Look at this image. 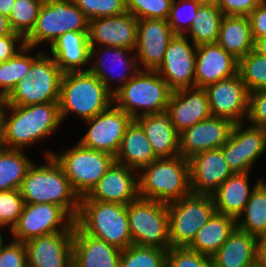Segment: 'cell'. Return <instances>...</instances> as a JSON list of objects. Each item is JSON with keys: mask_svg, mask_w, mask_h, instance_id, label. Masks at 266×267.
<instances>
[{"mask_svg": "<svg viewBox=\"0 0 266 267\" xmlns=\"http://www.w3.org/2000/svg\"><path fill=\"white\" fill-rule=\"evenodd\" d=\"M171 247H187L216 212L212 195L190 193L167 204Z\"/></svg>", "mask_w": 266, "mask_h": 267, "instance_id": "obj_10", "label": "cell"}, {"mask_svg": "<svg viewBox=\"0 0 266 267\" xmlns=\"http://www.w3.org/2000/svg\"><path fill=\"white\" fill-rule=\"evenodd\" d=\"M74 219L59 205L24 203L10 239L27 242L33 238L62 231H74Z\"/></svg>", "mask_w": 266, "mask_h": 267, "instance_id": "obj_12", "label": "cell"}, {"mask_svg": "<svg viewBox=\"0 0 266 267\" xmlns=\"http://www.w3.org/2000/svg\"><path fill=\"white\" fill-rule=\"evenodd\" d=\"M137 18L129 11L89 20V47H118L135 50Z\"/></svg>", "mask_w": 266, "mask_h": 267, "instance_id": "obj_19", "label": "cell"}, {"mask_svg": "<svg viewBox=\"0 0 266 267\" xmlns=\"http://www.w3.org/2000/svg\"><path fill=\"white\" fill-rule=\"evenodd\" d=\"M89 20L124 13L126 0H72Z\"/></svg>", "mask_w": 266, "mask_h": 267, "instance_id": "obj_44", "label": "cell"}, {"mask_svg": "<svg viewBox=\"0 0 266 267\" xmlns=\"http://www.w3.org/2000/svg\"><path fill=\"white\" fill-rule=\"evenodd\" d=\"M173 0H126V9L137 19L167 20Z\"/></svg>", "mask_w": 266, "mask_h": 267, "instance_id": "obj_43", "label": "cell"}, {"mask_svg": "<svg viewBox=\"0 0 266 267\" xmlns=\"http://www.w3.org/2000/svg\"><path fill=\"white\" fill-rule=\"evenodd\" d=\"M25 150L0 146V191L20 189L22 181L34 160Z\"/></svg>", "mask_w": 266, "mask_h": 267, "instance_id": "obj_35", "label": "cell"}, {"mask_svg": "<svg viewBox=\"0 0 266 267\" xmlns=\"http://www.w3.org/2000/svg\"><path fill=\"white\" fill-rule=\"evenodd\" d=\"M47 52L63 73L90 69L88 31L66 32L48 47Z\"/></svg>", "mask_w": 266, "mask_h": 267, "instance_id": "obj_27", "label": "cell"}, {"mask_svg": "<svg viewBox=\"0 0 266 267\" xmlns=\"http://www.w3.org/2000/svg\"><path fill=\"white\" fill-rule=\"evenodd\" d=\"M7 107V96L0 93V135L3 125V117Z\"/></svg>", "mask_w": 266, "mask_h": 267, "instance_id": "obj_55", "label": "cell"}, {"mask_svg": "<svg viewBox=\"0 0 266 267\" xmlns=\"http://www.w3.org/2000/svg\"><path fill=\"white\" fill-rule=\"evenodd\" d=\"M234 123L228 141L220 148L233 173L253 172L266 154V128Z\"/></svg>", "mask_w": 266, "mask_h": 267, "instance_id": "obj_13", "label": "cell"}, {"mask_svg": "<svg viewBox=\"0 0 266 267\" xmlns=\"http://www.w3.org/2000/svg\"><path fill=\"white\" fill-rule=\"evenodd\" d=\"M189 160L191 193L212 195L232 174L221 148L193 155Z\"/></svg>", "mask_w": 266, "mask_h": 267, "instance_id": "obj_23", "label": "cell"}, {"mask_svg": "<svg viewBox=\"0 0 266 267\" xmlns=\"http://www.w3.org/2000/svg\"><path fill=\"white\" fill-rule=\"evenodd\" d=\"M239 60L217 43L203 44L196 48L195 87L207 85L238 74Z\"/></svg>", "mask_w": 266, "mask_h": 267, "instance_id": "obj_25", "label": "cell"}, {"mask_svg": "<svg viewBox=\"0 0 266 267\" xmlns=\"http://www.w3.org/2000/svg\"><path fill=\"white\" fill-rule=\"evenodd\" d=\"M14 3L15 0H0V13L8 18Z\"/></svg>", "mask_w": 266, "mask_h": 267, "instance_id": "obj_53", "label": "cell"}, {"mask_svg": "<svg viewBox=\"0 0 266 267\" xmlns=\"http://www.w3.org/2000/svg\"><path fill=\"white\" fill-rule=\"evenodd\" d=\"M246 123L266 128V89L249 92Z\"/></svg>", "mask_w": 266, "mask_h": 267, "instance_id": "obj_47", "label": "cell"}, {"mask_svg": "<svg viewBox=\"0 0 266 267\" xmlns=\"http://www.w3.org/2000/svg\"><path fill=\"white\" fill-rule=\"evenodd\" d=\"M138 197V171L115 161L91 192L81 197V200L128 205Z\"/></svg>", "mask_w": 266, "mask_h": 267, "instance_id": "obj_21", "label": "cell"}, {"mask_svg": "<svg viewBox=\"0 0 266 267\" xmlns=\"http://www.w3.org/2000/svg\"><path fill=\"white\" fill-rule=\"evenodd\" d=\"M114 103L113 93L90 71L63 73L59 108L63 121L71 116L88 120Z\"/></svg>", "mask_w": 266, "mask_h": 267, "instance_id": "obj_3", "label": "cell"}, {"mask_svg": "<svg viewBox=\"0 0 266 267\" xmlns=\"http://www.w3.org/2000/svg\"><path fill=\"white\" fill-rule=\"evenodd\" d=\"M166 112L178 133L212 116L206 90L197 87L172 91Z\"/></svg>", "mask_w": 266, "mask_h": 267, "instance_id": "obj_24", "label": "cell"}, {"mask_svg": "<svg viewBox=\"0 0 266 267\" xmlns=\"http://www.w3.org/2000/svg\"><path fill=\"white\" fill-rule=\"evenodd\" d=\"M213 117H223L233 123L246 121L249 91L240 74L207 85L205 88Z\"/></svg>", "mask_w": 266, "mask_h": 267, "instance_id": "obj_17", "label": "cell"}, {"mask_svg": "<svg viewBox=\"0 0 266 267\" xmlns=\"http://www.w3.org/2000/svg\"><path fill=\"white\" fill-rule=\"evenodd\" d=\"M75 224L87 235L124 250L132 245L127 205L80 200Z\"/></svg>", "mask_w": 266, "mask_h": 267, "instance_id": "obj_5", "label": "cell"}, {"mask_svg": "<svg viewBox=\"0 0 266 267\" xmlns=\"http://www.w3.org/2000/svg\"><path fill=\"white\" fill-rule=\"evenodd\" d=\"M62 75L55 60L47 49L44 50L7 96V105L27 106L59 101Z\"/></svg>", "mask_w": 266, "mask_h": 267, "instance_id": "obj_9", "label": "cell"}, {"mask_svg": "<svg viewBox=\"0 0 266 267\" xmlns=\"http://www.w3.org/2000/svg\"><path fill=\"white\" fill-rule=\"evenodd\" d=\"M25 46V38L19 33L0 36V61L12 58Z\"/></svg>", "mask_w": 266, "mask_h": 267, "instance_id": "obj_49", "label": "cell"}, {"mask_svg": "<svg viewBox=\"0 0 266 267\" xmlns=\"http://www.w3.org/2000/svg\"><path fill=\"white\" fill-rule=\"evenodd\" d=\"M172 90L156 72L139 70L113 94L114 104L132 119L166 111Z\"/></svg>", "mask_w": 266, "mask_h": 267, "instance_id": "obj_6", "label": "cell"}, {"mask_svg": "<svg viewBox=\"0 0 266 267\" xmlns=\"http://www.w3.org/2000/svg\"><path fill=\"white\" fill-rule=\"evenodd\" d=\"M66 150L54 152L43 149L44 156L52 155L62 167L65 176L69 179L73 189L83 197L88 195L102 176L115 162V157L95 149L82 146L78 141ZM59 153V154H58Z\"/></svg>", "mask_w": 266, "mask_h": 267, "instance_id": "obj_7", "label": "cell"}, {"mask_svg": "<svg viewBox=\"0 0 266 267\" xmlns=\"http://www.w3.org/2000/svg\"><path fill=\"white\" fill-rule=\"evenodd\" d=\"M256 267H266V234L257 238Z\"/></svg>", "mask_w": 266, "mask_h": 267, "instance_id": "obj_51", "label": "cell"}, {"mask_svg": "<svg viewBox=\"0 0 266 267\" xmlns=\"http://www.w3.org/2000/svg\"><path fill=\"white\" fill-rule=\"evenodd\" d=\"M43 49L25 46L15 56L0 65V93L8 96L16 84L29 71L33 61L43 52ZM36 50V53H35ZM42 50V51H40ZM35 53V55H34Z\"/></svg>", "mask_w": 266, "mask_h": 267, "instance_id": "obj_36", "label": "cell"}, {"mask_svg": "<svg viewBox=\"0 0 266 267\" xmlns=\"http://www.w3.org/2000/svg\"><path fill=\"white\" fill-rule=\"evenodd\" d=\"M238 73L249 92L266 89V56L250 51L239 60Z\"/></svg>", "mask_w": 266, "mask_h": 267, "instance_id": "obj_39", "label": "cell"}, {"mask_svg": "<svg viewBox=\"0 0 266 267\" xmlns=\"http://www.w3.org/2000/svg\"><path fill=\"white\" fill-rule=\"evenodd\" d=\"M236 228V219L215 212L207 223L198 230L188 249L212 257Z\"/></svg>", "mask_w": 266, "mask_h": 267, "instance_id": "obj_32", "label": "cell"}, {"mask_svg": "<svg viewBox=\"0 0 266 267\" xmlns=\"http://www.w3.org/2000/svg\"><path fill=\"white\" fill-rule=\"evenodd\" d=\"M199 7L195 0H173L167 21L175 35L188 32Z\"/></svg>", "mask_w": 266, "mask_h": 267, "instance_id": "obj_41", "label": "cell"}, {"mask_svg": "<svg viewBox=\"0 0 266 267\" xmlns=\"http://www.w3.org/2000/svg\"><path fill=\"white\" fill-rule=\"evenodd\" d=\"M167 249L132 244L121 250L119 267H166Z\"/></svg>", "mask_w": 266, "mask_h": 267, "instance_id": "obj_38", "label": "cell"}, {"mask_svg": "<svg viewBox=\"0 0 266 267\" xmlns=\"http://www.w3.org/2000/svg\"><path fill=\"white\" fill-rule=\"evenodd\" d=\"M252 172L233 173L212 194L217 213L229 215L235 219L243 212L252 191L265 178L260 176L252 185Z\"/></svg>", "mask_w": 266, "mask_h": 267, "instance_id": "obj_28", "label": "cell"}, {"mask_svg": "<svg viewBox=\"0 0 266 267\" xmlns=\"http://www.w3.org/2000/svg\"><path fill=\"white\" fill-rule=\"evenodd\" d=\"M253 39L266 36V0H263L248 16Z\"/></svg>", "mask_w": 266, "mask_h": 267, "instance_id": "obj_50", "label": "cell"}, {"mask_svg": "<svg viewBox=\"0 0 266 267\" xmlns=\"http://www.w3.org/2000/svg\"><path fill=\"white\" fill-rule=\"evenodd\" d=\"M139 197L169 204L191 193L189 160L156 159L138 172Z\"/></svg>", "mask_w": 266, "mask_h": 267, "instance_id": "obj_4", "label": "cell"}, {"mask_svg": "<svg viewBox=\"0 0 266 267\" xmlns=\"http://www.w3.org/2000/svg\"><path fill=\"white\" fill-rule=\"evenodd\" d=\"M253 50L260 55L266 56V36L254 40Z\"/></svg>", "mask_w": 266, "mask_h": 267, "instance_id": "obj_52", "label": "cell"}, {"mask_svg": "<svg viewBox=\"0 0 266 267\" xmlns=\"http://www.w3.org/2000/svg\"><path fill=\"white\" fill-rule=\"evenodd\" d=\"M73 232L51 233L25 242L27 267H73Z\"/></svg>", "mask_w": 266, "mask_h": 267, "instance_id": "obj_22", "label": "cell"}, {"mask_svg": "<svg viewBox=\"0 0 266 267\" xmlns=\"http://www.w3.org/2000/svg\"><path fill=\"white\" fill-rule=\"evenodd\" d=\"M263 0H220L218 8L226 16H248Z\"/></svg>", "mask_w": 266, "mask_h": 267, "instance_id": "obj_48", "label": "cell"}, {"mask_svg": "<svg viewBox=\"0 0 266 267\" xmlns=\"http://www.w3.org/2000/svg\"><path fill=\"white\" fill-rule=\"evenodd\" d=\"M62 126L59 101L27 106L7 105L0 146L27 151L39 143H45V140L64 128Z\"/></svg>", "mask_w": 266, "mask_h": 267, "instance_id": "obj_1", "label": "cell"}, {"mask_svg": "<svg viewBox=\"0 0 266 267\" xmlns=\"http://www.w3.org/2000/svg\"><path fill=\"white\" fill-rule=\"evenodd\" d=\"M120 255V249L85 234L74 224L73 267H119Z\"/></svg>", "mask_w": 266, "mask_h": 267, "instance_id": "obj_26", "label": "cell"}, {"mask_svg": "<svg viewBox=\"0 0 266 267\" xmlns=\"http://www.w3.org/2000/svg\"><path fill=\"white\" fill-rule=\"evenodd\" d=\"M216 43L238 60L245 57L254 46L248 17L224 15Z\"/></svg>", "mask_w": 266, "mask_h": 267, "instance_id": "obj_33", "label": "cell"}, {"mask_svg": "<svg viewBox=\"0 0 266 267\" xmlns=\"http://www.w3.org/2000/svg\"><path fill=\"white\" fill-rule=\"evenodd\" d=\"M196 48L185 35H174L169 41L162 64L156 72L172 91L195 87Z\"/></svg>", "mask_w": 266, "mask_h": 267, "instance_id": "obj_16", "label": "cell"}, {"mask_svg": "<svg viewBox=\"0 0 266 267\" xmlns=\"http://www.w3.org/2000/svg\"><path fill=\"white\" fill-rule=\"evenodd\" d=\"M43 158L45 163L34 161L22 181L19 190L24 203L59 205L75 220L81 198L54 157Z\"/></svg>", "mask_w": 266, "mask_h": 267, "instance_id": "obj_2", "label": "cell"}, {"mask_svg": "<svg viewBox=\"0 0 266 267\" xmlns=\"http://www.w3.org/2000/svg\"><path fill=\"white\" fill-rule=\"evenodd\" d=\"M200 6L218 7L220 0H195Z\"/></svg>", "mask_w": 266, "mask_h": 267, "instance_id": "obj_56", "label": "cell"}, {"mask_svg": "<svg viewBox=\"0 0 266 267\" xmlns=\"http://www.w3.org/2000/svg\"><path fill=\"white\" fill-rule=\"evenodd\" d=\"M0 267H27V251L23 242L8 239L0 249Z\"/></svg>", "mask_w": 266, "mask_h": 267, "instance_id": "obj_46", "label": "cell"}, {"mask_svg": "<svg viewBox=\"0 0 266 267\" xmlns=\"http://www.w3.org/2000/svg\"><path fill=\"white\" fill-rule=\"evenodd\" d=\"M236 227L259 237L266 234V179L252 191L243 212L236 219Z\"/></svg>", "mask_w": 266, "mask_h": 267, "instance_id": "obj_34", "label": "cell"}, {"mask_svg": "<svg viewBox=\"0 0 266 267\" xmlns=\"http://www.w3.org/2000/svg\"><path fill=\"white\" fill-rule=\"evenodd\" d=\"M223 17L218 7L200 6L185 36L196 46L216 43Z\"/></svg>", "mask_w": 266, "mask_h": 267, "instance_id": "obj_37", "label": "cell"}, {"mask_svg": "<svg viewBox=\"0 0 266 267\" xmlns=\"http://www.w3.org/2000/svg\"><path fill=\"white\" fill-rule=\"evenodd\" d=\"M8 18L0 13V36L11 34Z\"/></svg>", "mask_w": 266, "mask_h": 267, "instance_id": "obj_54", "label": "cell"}, {"mask_svg": "<svg viewBox=\"0 0 266 267\" xmlns=\"http://www.w3.org/2000/svg\"><path fill=\"white\" fill-rule=\"evenodd\" d=\"M257 237L235 228L211 257L212 267H256Z\"/></svg>", "mask_w": 266, "mask_h": 267, "instance_id": "obj_30", "label": "cell"}, {"mask_svg": "<svg viewBox=\"0 0 266 267\" xmlns=\"http://www.w3.org/2000/svg\"><path fill=\"white\" fill-rule=\"evenodd\" d=\"M44 0H15L8 17L10 28L24 38L34 28Z\"/></svg>", "mask_w": 266, "mask_h": 267, "instance_id": "obj_40", "label": "cell"}, {"mask_svg": "<svg viewBox=\"0 0 266 267\" xmlns=\"http://www.w3.org/2000/svg\"><path fill=\"white\" fill-rule=\"evenodd\" d=\"M131 121V116L113 103L105 111L83 121L88 129L86 128L87 131L78 139V142L86 148L115 157Z\"/></svg>", "mask_w": 266, "mask_h": 267, "instance_id": "obj_15", "label": "cell"}, {"mask_svg": "<svg viewBox=\"0 0 266 267\" xmlns=\"http://www.w3.org/2000/svg\"><path fill=\"white\" fill-rule=\"evenodd\" d=\"M155 160L153 148L144 130L132 119L125 130L115 161L139 172Z\"/></svg>", "mask_w": 266, "mask_h": 267, "instance_id": "obj_31", "label": "cell"}, {"mask_svg": "<svg viewBox=\"0 0 266 267\" xmlns=\"http://www.w3.org/2000/svg\"><path fill=\"white\" fill-rule=\"evenodd\" d=\"M127 214L132 244L171 247L167 204L138 197L127 205Z\"/></svg>", "mask_w": 266, "mask_h": 267, "instance_id": "obj_11", "label": "cell"}, {"mask_svg": "<svg viewBox=\"0 0 266 267\" xmlns=\"http://www.w3.org/2000/svg\"><path fill=\"white\" fill-rule=\"evenodd\" d=\"M174 35L167 20L137 19L135 55L139 69L156 71Z\"/></svg>", "mask_w": 266, "mask_h": 267, "instance_id": "obj_18", "label": "cell"}, {"mask_svg": "<svg viewBox=\"0 0 266 267\" xmlns=\"http://www.w3.org/2000/svg\"><path fill=\"white\" fill-rule=\"evenodd\" d=\"M234 123L223 117L202 120L179 133V155L185 159L210 149H218L228 141Z\"/></svg>", "mask_w": 266, "mask_h": 267, "instance_id": "obj_20", "label": "cell"}, {"mask_svg": "<svg viewBox=\"0 0 266 267\" xmlns=\"http://www.w3.org/2000/svg\"><path fill=\"white\" fill-rule=\"evenodd\" d=\"M135 120L144 130L156 159H168L179 155V133L166 111L140 116Z\"/></svg>", "mask_w": 266, "mask_h": 267, "instance_id": "obj_29", "label": "cell"}, {"mask_svg": "<svg viewBox=\"0 0 266 267\" xmlns=\"http://www.w3.org/2000/svg\"><path fill=\"white\" fill-rule=\"evenodd\" d=\"M70 31H89V19L72 0H44L35 26L25 37V45L41 49L50 47Z\"/></svg>", "mask_w": 266, "mask_h": 267, "instance_id": "obj_8", "label": "cell"}, {"mask_svg": "<svg viewBox=\"0 0 266 267\" xmlns=\"http://www.w3.org/2000/svg\"><path fill=\"white\" fill-rule=\"evenodd\" d=\"M166 267H212V260L187 247H170L167 250Z\"/></svg>", "mask_w": 266, "mask_h": 267, "instance_id": "obj_45", "label": "cell"}, {"mask_svg": "<svg viewBox=\"0 0 266 267\" xmlns=\"http://www.w3.org/2000/svg\"><path fill=\"white\" fill-rule=\"evenodd\" d=\"M24 206L19 189L0 191V229L6 230V235L12 230L21 215Z\"/></svg>", "mask_w": 266, "mask_h": 267, "instance_id": "obj_42", "label": "cell"}, {"mask_svg": "<svg viewBox=\"0 0 266 267\" xmlns=\"http://www.w3.org/2000/svg\"><path fill=\"white\" fill-rule=\"evenodd\" d=\"M5 230L0 229V249L5 244V242L9 239V236L7 237L4 233ZM4 233V234H3ZM7 238V240H6Z\"/></svg>", "mask_w": 266, "mask_h": 267, "instance_id": "obj_57", "label": "cell"}, {"mask_svg": "<svg viewBox=\"0 0 266 267\" xmlns=\"http://www.w3.org/2000/svg\"><path fill=\"white\" fill-rule=\"evenodd\" d=\"M139 70L135 50L110 46L90 48L89 71L113 94Z\"/></svg>", "mask_w": 266, "mask_h": 267, "instance_id": "obj_14", "label": "cell"}]
</instances>
